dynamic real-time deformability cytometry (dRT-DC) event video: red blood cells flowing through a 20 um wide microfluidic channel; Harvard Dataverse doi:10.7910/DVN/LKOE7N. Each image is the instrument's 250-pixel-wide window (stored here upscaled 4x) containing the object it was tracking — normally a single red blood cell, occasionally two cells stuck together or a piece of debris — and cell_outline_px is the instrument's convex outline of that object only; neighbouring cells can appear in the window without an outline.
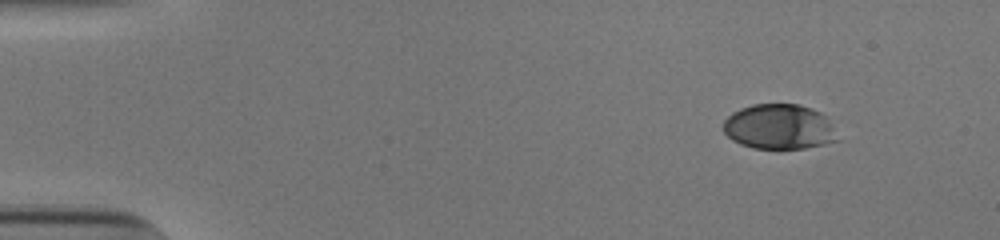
{"species": "human", "species_latin": "Homo sapiens", "temperature_condition": "cold", "stored_images_in_passage": 49, "camera_frame_rate_fps": 3000, "um_per_image_px": 0.085, "donor": {"sex": "male"}, "frame": {"image": 1, "passage_image": 1, "time_ms": 0.0, "image_size_px": [1000, 240], "cell_outline_px": [[840, 140], [824, 144], [804, 148], [752, 148], [740, 144], [732, 140], [724, 132], [724, 120], [732, 112], [740, 108], [752, 104], [800, 104], [820, 112], [824, 116]], "centroid_in_image_um": [66.19, 10.77], "position_along_channel_um": 18.8, "area_um2": 29.82}}
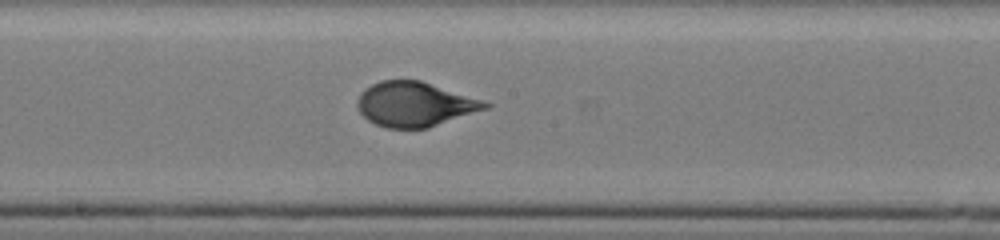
{"frame": {"image": 2, "passage_image": 25, "time_ms": 8.0, "image_size_px": [1000, 240], "cell_outline_px": [[492, 104], [488, 108], [428, 128], [384, 128], [368, 120], [360, 112], [356, 104], [356, 100], [372, 84], [380, 80], [420, 80]], "centroid_in_image_um": [35.23, 8.87], "position_along_channel_um": 213.0, "area_um2": 32.71}}
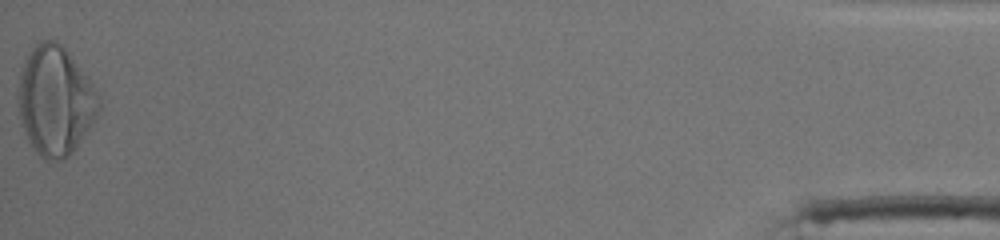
{"frame": {"image": 3, "passage_image": 49, "time_ms": 16.0, "image_size_px": [1000, 240], "cell_outline_px": [[100, 108], [76, 148], [64, 160], [44, 160], [36, 152], [28, 140], [20, 124], [16, 100], [20, 72], [24, 60], [32, 48], [40, 40], [52, 40], [60, 44], [68, 52], [88, 76], [96, 92], [100, 104]], "centroid_in_image_um": [4.65, 8.57], "position_along_channel_um": 430.6, "area_um2": 51.33}, "authors_computed_cell_mechanics": {"area_um2": 33.0038, "velocity_mm_per_s": 3.8519, "shape_relaxation_time_tau1_ms": 4.9942, "shape_relaxation_time_tau2_ms": null, "deformation_change_tau1": 0.1887, "deformation_change_tau2": null}}